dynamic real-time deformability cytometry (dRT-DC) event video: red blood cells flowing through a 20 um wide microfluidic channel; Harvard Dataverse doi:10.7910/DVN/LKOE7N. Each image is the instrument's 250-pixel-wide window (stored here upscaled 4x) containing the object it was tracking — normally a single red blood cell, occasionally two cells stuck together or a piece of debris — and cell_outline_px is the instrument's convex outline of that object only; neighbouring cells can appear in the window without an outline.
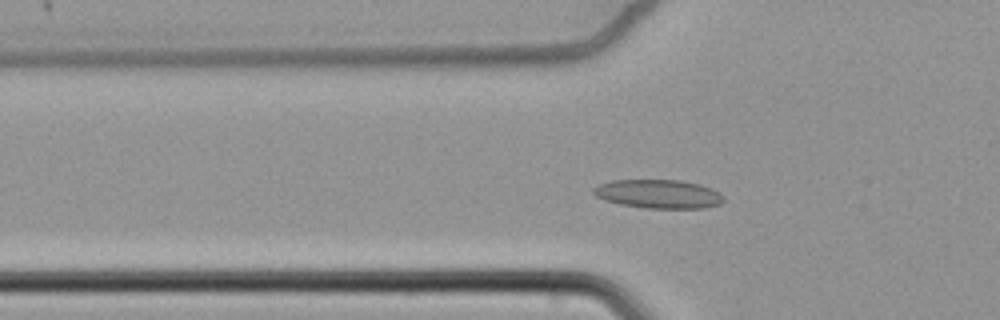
{"species": "common noctule bat (a hibernating species)", "species_latin": "Nyctalus noctula", "temperature_condition": "cold", "stored_images_in_passage": 59, "camera_frame_rate_fps": 3000, "um_per_image_px": 0.085, "animal": {"sex": "female", "body_mass_g": 22.7, "forearm_length_mm": 54.2}, "frame": {"image": 1, "passage_image": 18, "time_ms": 5.667, "image_size_px": [1000, 320], "cell_outline_px": [[724, 200], [720, 204], [704, 208], [648, 208], [620, 204], [596, 196], [592, 192], [592, 188], [600, 184], [612, 180], [680, 180], [700, 184], [712, 188], [720, 192], [724, 196]], "centroid_in_image_um": [56.01, 16.48], "position_along_channel_um": 69.8, "area_um2": 21.79}}
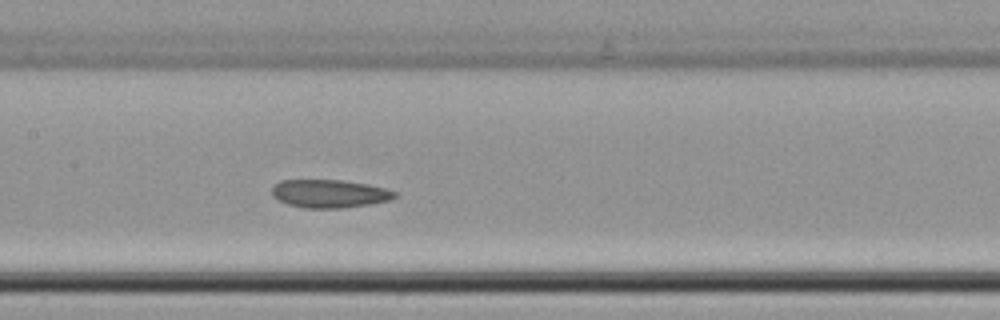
{"frame": {"image": 2, "passage_image": 28, "time_ms": 9.0, "image_size_px": [1000, 320], "cell_outline_px": [[396, 196], [388, 200], [368, 204], [344, 208], [304, 208], [288, 204], [272, 196], [272, 184], [280, 180], [344, 180], [368, 184], [388, 188], [396, 192]], "centroid_in_image_um": [27.99, 16.45], "position_along_channel_um": 179.4, "area_um2": 20.23}}
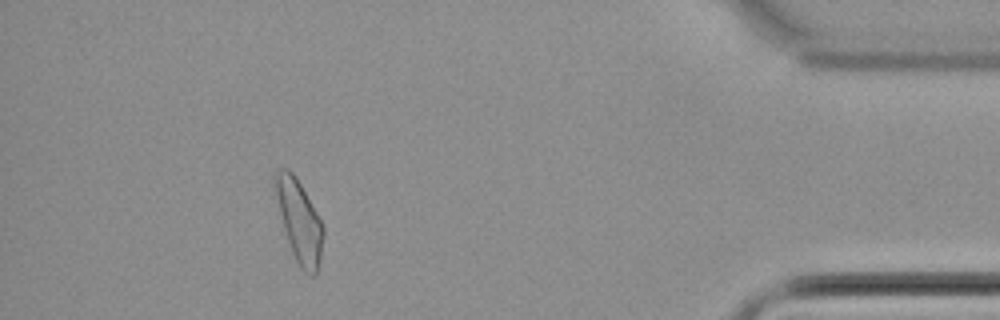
{"frame": {"image": 3, "passage_image": 53, "time_ms": 17.333, "image_size_px": [1000, 320], "cell_outline_px": [[324, 236], [320, 260], [316, 276], [312, 276], [304, 272], [300, 268], [292, 252], [284, 232], [272, 180], [272, 176], [280, 168], [288, 168], [296, 176], [316, 212], [324, 228]], "centroid_in_image_um": [25.42, 18.78], "position_along_channel_um": 409.8, "area_um2": 23.06}, "authors_computed_cell_mechanics": {"area_um2": 21.9062, "velocity_mm_per_s": 3.3762, "shape_relaxation_time_tau1_ms": null, "shape_relaxation_time_tau2_ms": 5.8757, "deformation_change_tau1": null, "deformation_change_tau2": 0.1127}}